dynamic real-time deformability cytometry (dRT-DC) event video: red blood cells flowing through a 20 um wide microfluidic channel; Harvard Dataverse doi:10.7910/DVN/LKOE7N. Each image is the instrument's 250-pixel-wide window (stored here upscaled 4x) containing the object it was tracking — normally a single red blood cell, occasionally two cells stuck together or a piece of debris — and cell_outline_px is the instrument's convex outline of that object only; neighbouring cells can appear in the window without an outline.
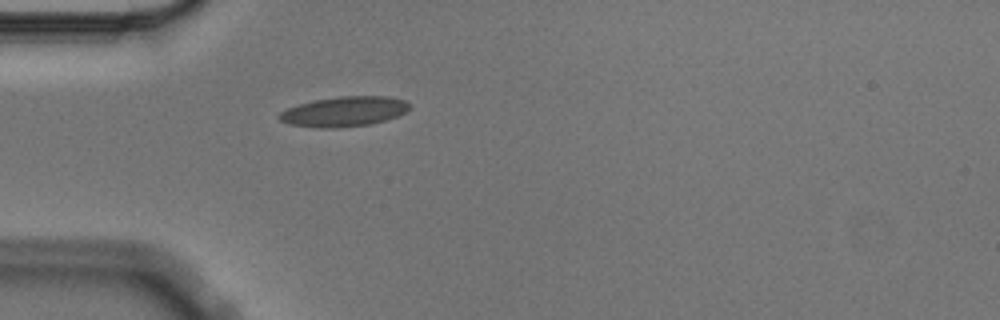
{"species": "Egyptian fruit bat (a non-hibernating species)", "species_latin": "Rousettus aegyptiacus", "temperature_condition": "cold", "stored_images_in_passage": 1, "camera_frame_rate_fps": 3000, "um_per_image_px": 0.085, "animal": {"sex": "male"}, "frame": {"image": 1, "passage_image": 1, "time_ms": 0.0, "image_size_px": [1000, 320], "cell_outline_px": [[412, 108], [408, 112], [372, 124], [336, 128], [316, 128], [288, 124], [280, 120], [276, 116], [280, 112], [288, 108], [312, 100], [340, 96], [388, 96], [404, 100], [412, 104]], "centroid_in_image_um": [29.27, 9.48], "position_along_channel_um": 55.7, "area_um2": 23.06}}